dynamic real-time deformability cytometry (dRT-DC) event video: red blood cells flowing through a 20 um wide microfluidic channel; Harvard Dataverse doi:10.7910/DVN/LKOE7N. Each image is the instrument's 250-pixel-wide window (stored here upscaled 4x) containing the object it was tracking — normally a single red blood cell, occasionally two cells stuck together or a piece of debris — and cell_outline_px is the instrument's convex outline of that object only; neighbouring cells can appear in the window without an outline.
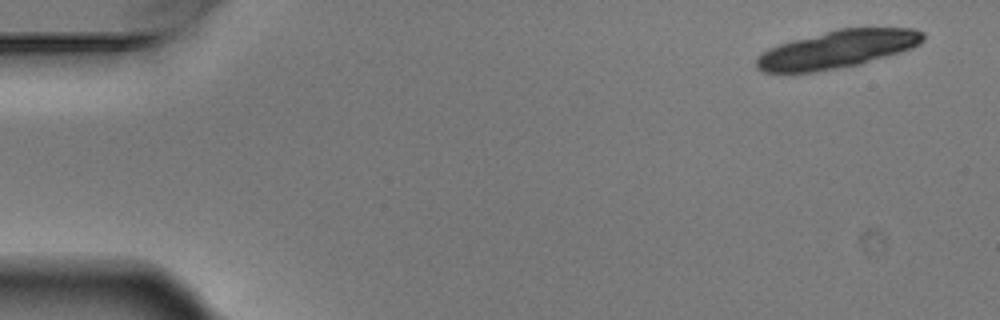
{"species": "Egyptian fruit bat (a non-hibernating species)", "species_latin": "Rousettus aegyptiacus", "temperature_condition": "warm", "stored_images_in_passage": 4, "camera_frame_rate_fps": 3000, "um_per_image_px": 0.085, "animal": {"sex": "male"}, "frame": {"image": 1, "passage_image": 1, "time_ms": 0.0, "image_size_px": [1000, 320], "cell_outline_px": [[924, 40], [920, 44], [912, 48], [900, 52], [860, 64], [812, 72], [764, 72], [756, 68], [756, 60], [768, 48], [792, 40], [840, 28], [912, 28], [924, 32]], "centroid_in_image_um": [71.21, 4.18], "position_along_channel_um": 13.8, "area_um2": 36.3}}